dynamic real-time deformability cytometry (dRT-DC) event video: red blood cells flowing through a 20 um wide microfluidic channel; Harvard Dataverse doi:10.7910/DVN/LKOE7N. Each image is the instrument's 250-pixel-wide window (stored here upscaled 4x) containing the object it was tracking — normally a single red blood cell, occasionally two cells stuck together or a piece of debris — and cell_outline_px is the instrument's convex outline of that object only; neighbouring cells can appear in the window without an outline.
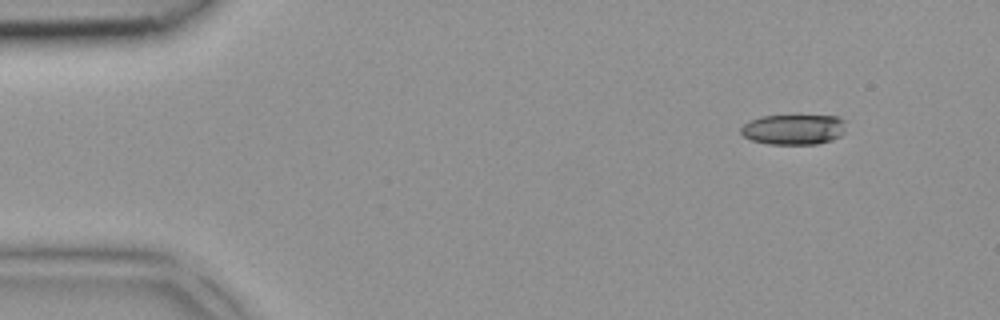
{"species": "common noctule bat (a hibernating species)", "species_latin": "Nyctalus noctula", "temperature_condition": "room temperature", "stored_images_in_passage": 2, "camera_frame_rate_fps": 3000, "um_per_image_px": 0.085, "animal": {"sex": "female", "body_mass_g": 18.4}, "frame": {"image": 1, "passage_image": 1, "time_ms": 0.0, "image_size_px": [1000, 320], "cell_outline_px": [[844, 132], [840, 136], [832, 140], [816, 144], [768, 144], [752, 140], [744, 136], [740, 132], [740, 128], [748, 120], [760, 116], [796, 112], [836, 116], [844, 120]], "centroid_in_image_um": [67.45, 10.93], "position_along_channel_um": 17.6, "area_um2": 19.65}}